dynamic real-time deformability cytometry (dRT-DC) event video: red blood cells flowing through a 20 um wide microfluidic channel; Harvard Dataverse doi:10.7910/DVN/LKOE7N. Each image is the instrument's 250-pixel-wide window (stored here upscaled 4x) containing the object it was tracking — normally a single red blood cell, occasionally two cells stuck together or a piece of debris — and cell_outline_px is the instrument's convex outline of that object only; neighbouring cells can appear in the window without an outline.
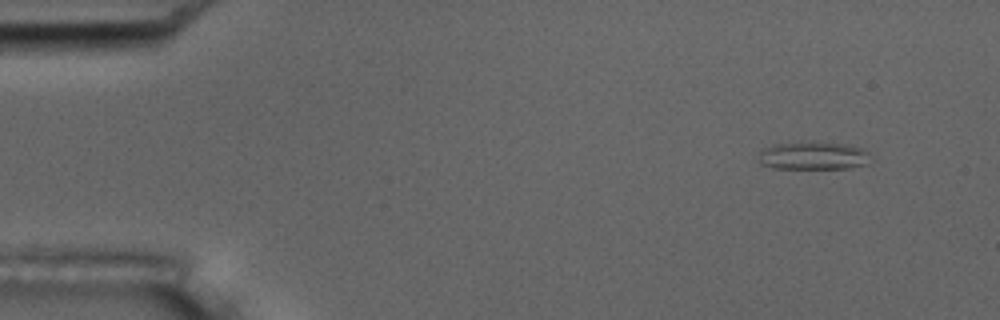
{"species": "common noctule bat (a hibernating species)", "species_latin": "Nyctalus noctula", "temperature_condition": "room temperature", "stored_images_in_passage": 4, "camera_frame_rate_fps": 3000, "um_per_image_px": 0.085, "animal": {"sex": "male", "body_mass_g": 17.5, "forearm_length_mm": 52.3}, "frame": {"image": 1, "passage_image": 1, "time_ms": 0.0, "image_size_px": [1000, 320], "cell_outline_px": [[868, 164], [848, 168], [772, 168], [760, 164], [756, 160], [760, 152], [764, 148], [772, 144], [848, 144], [864, 148], [868, 152]], "centroid_in_image_um": [69.1, 13.27], "position_along_channel_um": 15.9, "area_um2": 17.74}}
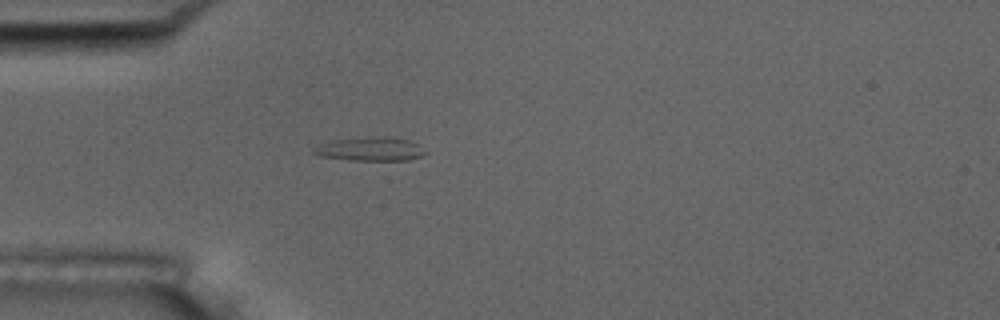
{"frame": {"image": 2, "passage_image": 4, "time_ms": 1.0, "image_size_px": [1000, 320], "cell_outline_px": [[428, 152], [420, 156], [408, 160], [348, 160], [320, 156], [312, 152], [312, 148], [320, 144], [332, 140], [384, 136], [388, 136], [408, 140], [416, 144]], "centroid_in_image_um": [31.45, 12.67], "position_along_channel_um": 53.5, "area_um2": 15.32}}